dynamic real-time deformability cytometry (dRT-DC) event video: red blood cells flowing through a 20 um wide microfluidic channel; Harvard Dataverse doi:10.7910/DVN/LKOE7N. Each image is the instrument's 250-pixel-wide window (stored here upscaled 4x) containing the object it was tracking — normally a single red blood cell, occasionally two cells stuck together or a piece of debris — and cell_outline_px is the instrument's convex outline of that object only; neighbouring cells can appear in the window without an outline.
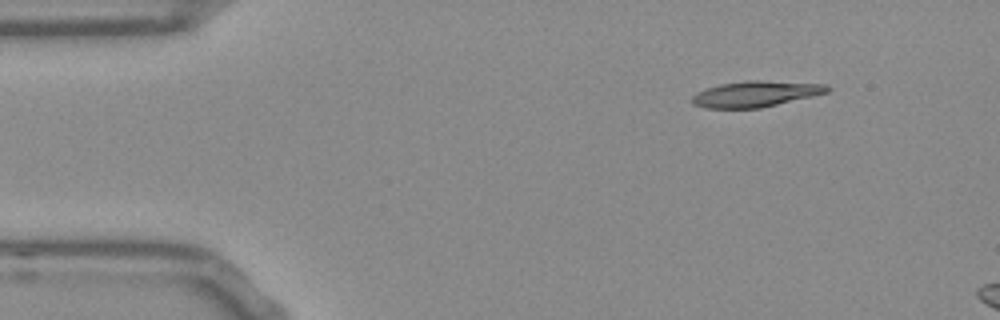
{"species": "Egyptian fruit bat (a non-hibernating species)", "species_latin": "Rousettus aegyptiacus", "temperature_condition": "room temperature", "stored_images_in_passage": 7, "camera_frame_rate_fps": 3000, "um_per_image_px": 0.085, "frame": {"image": 1, "passage_image": 1, "time_ms": 0.0, "image_size_px": [1000, 320], "cell_outline_px": [[832, 88], [828, 92], [812, 96], [760, 108], [704, 108], [692, 104], [692, 96], [696, 92], [720, 84], [744, 80], [760, 80], [828, 84]], "centroid_in_image_um": [64.23, 7.97], "position_along_channel_um": 20.8, "area_um2": 20.46}}